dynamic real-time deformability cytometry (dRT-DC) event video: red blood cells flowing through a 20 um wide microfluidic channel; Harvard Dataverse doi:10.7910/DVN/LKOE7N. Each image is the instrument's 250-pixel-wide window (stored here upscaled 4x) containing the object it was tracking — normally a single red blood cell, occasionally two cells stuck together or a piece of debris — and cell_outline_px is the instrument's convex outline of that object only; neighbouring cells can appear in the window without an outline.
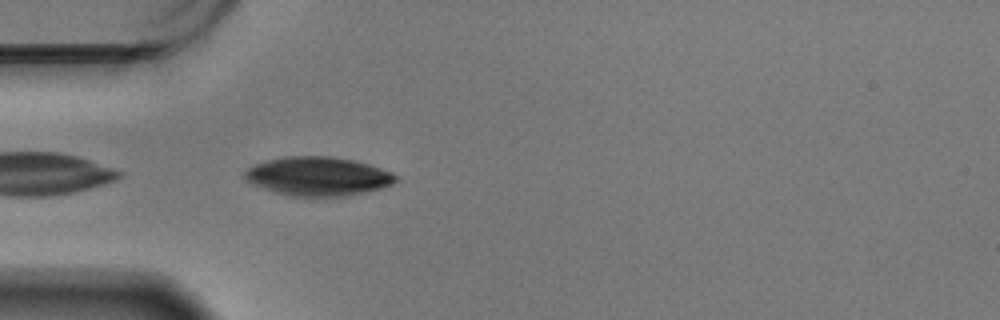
{"species": "Egyptian fruit bat (a non-hibernating species)", "species_latin": "Rousettus aegyptiacus", "temperature_condition": "warm", "stored_images_in_passage": 24, "camera_frame_rate_fps": 3000, "um_per_image_px": 0.085, "animal": {"sex": "male"}, "frame": {"image": 1, "passage_image": 1, "time_ms": 0.0, "image_size_px": [1000, 320], "cell_outline_px": [[396, 180], [392, 184], [380, 188], [344, 196], [292, 196], [276, 192], [252, 184], [244, 176], [244, 172], [248, 168], [256, 164], [268, 160], [284, 156], [332, 156], [352, 160], [368, 164], [392, 172], [396, 176]], "centroid_in_image_um": [27.02, 14.97], "position_along_channel_um": 58.0, "area_um2": 33.76}}
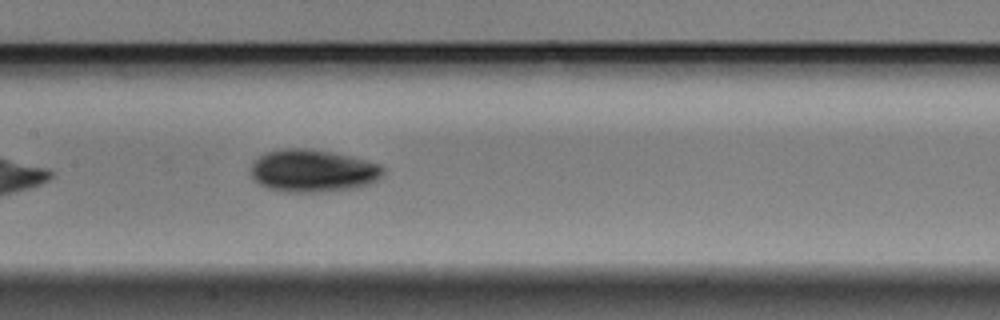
{"frame": {"image": 2, "passage_image": 12, "time_ms": 3.667, "image_size_px": [1000, 320], "cell_outline_px": [[384, 172], [380, 180], [368, 184], [352, 188], [320, 192], [288, 192], [268, 188], [252, 180], [252, 160], [264, 152], [284, 148], [312, 148], [332, 152], [380, 164], [384, 168]], "centroid_in_image_um": [26.57, 14.51], "position_along_channel_um": 180.8, "area_um2": 33.0}}
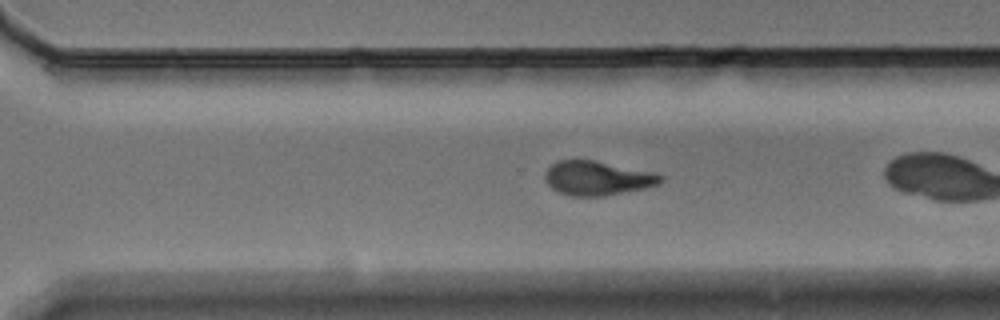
{"frame": {"image": 3, "passage_image": 19, "time_ms": 6.0, "image_size_px": [1000, 320], "cell_outline_px": [[664, 180], [660, 184], [644, 188], [604, 196], [568, 196], [556, 192], [544, 180], [544, 176], [548, 168], [552, 164], [560, 160], [592, 160], [656, 172], [664, 176]], "centroid_in_image_um": [50.79, 15.15], "position_along_channel_um": 319.8, "area_um2": 23.24}}